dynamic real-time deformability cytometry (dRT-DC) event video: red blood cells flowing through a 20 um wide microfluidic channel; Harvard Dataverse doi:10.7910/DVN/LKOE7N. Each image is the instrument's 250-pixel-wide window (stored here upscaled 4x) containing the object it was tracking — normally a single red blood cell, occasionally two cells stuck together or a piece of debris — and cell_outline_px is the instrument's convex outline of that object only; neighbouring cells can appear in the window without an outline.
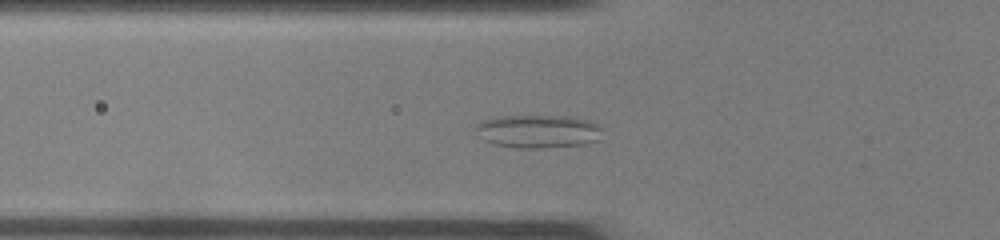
{"species": "common noctule bat (a hibernating species)", "species_latin": "Nyctalus noctula", "temperature_condition": "room temperature", "stored_images_in_passage": 42, "camera_frame_rate_fps": 3000, "um_per_image_px": 0.085, "animal": {"sex": "female", "body_mass_g": 22.0, "forearm_length_mm": 56.7}, "frame": {"image": 1, "passage_image": 11, "time_ms": 3.333, "image_size_px": [1000, 240], "cell_outline_px": [[600, 140], [588, 144], [544, 148], [516, 148], [492, 144], [484, 140], [476, 128], [476, 124], [484, 120], [504, 116], [572, 116], [592, 120], [600, 128]], "centroid_in_image_um": [45.8, 11.17], "position_along_channel_um": 80.0, "area_um2": 24.62}}
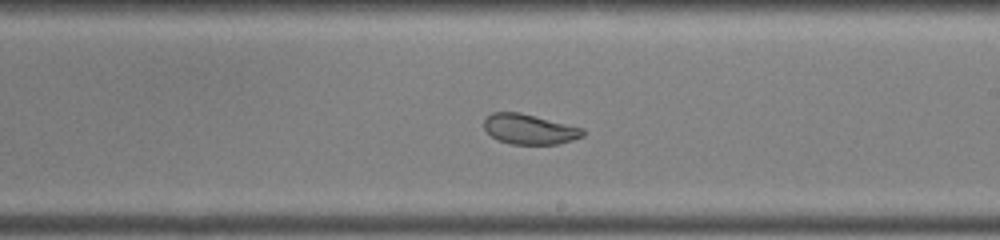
{"frame": {"image": 2, "passage_image": 23, "time_ms": 7.333, "image_size_px": [1000, 240], "cell_outline_px": [[584, 136], [572, 140], [556, 144], [512, 144], [496, 140], [484, 128], [484, 116], [492, 112], [520, 112], [584, 128]], "centroid_in_image_um": [44.98, 10.97], "position_along_channel_um": 244.0, "area_um2": 17.46}}
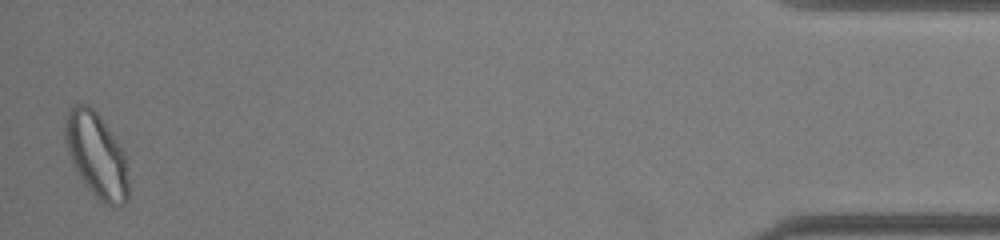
{"frame": {"image": 3, "passage_image": 42, "time_ms": 13.667, "image_size_px": [1000, 240], "cell_outline_px": [[128, 200], [124, 204], [116, 208], [100, 204], [84, 184], [68, 152], [64, 140], [64, 120], [68, 112], [76, 104], [88, 104], [100, 116], [124, 152], [128, 180]], "centroid_in_image_um": [8.21, 13.25], "position_along_channel_um": 427.0, "area_um2": 31.44}, "authors_computed_cell_mechanics": {"area_um2": 22.8599, "velocity_mm_per_s": 4.0978, "shape_relaxation_time_tau1_ms": null, "shape_relaxation_time_tau2_ms": 1.3386, "deformation_change_tau1": null, "deformation_change_tau2": 0.0744}}